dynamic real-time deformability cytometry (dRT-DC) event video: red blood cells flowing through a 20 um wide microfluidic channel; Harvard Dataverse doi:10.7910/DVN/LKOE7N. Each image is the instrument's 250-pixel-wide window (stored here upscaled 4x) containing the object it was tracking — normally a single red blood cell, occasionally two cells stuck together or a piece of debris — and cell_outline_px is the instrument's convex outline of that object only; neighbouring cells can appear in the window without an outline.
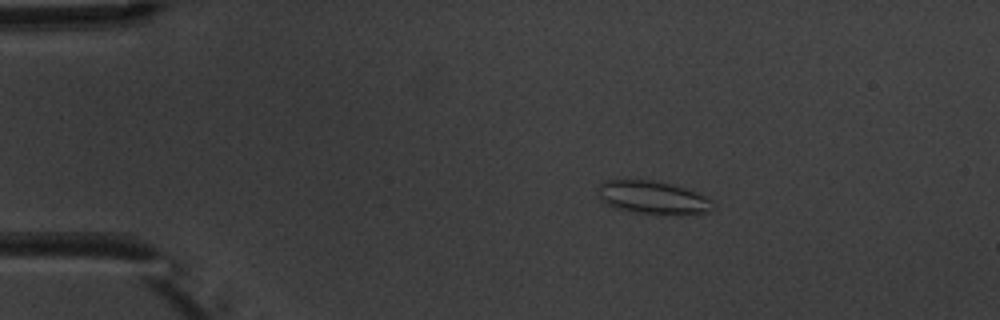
{"species": "common noctule bat (a hibernating species)", "species_latin": "Nyctalus noctula", "temperature_condition": "warm", "stored_images_in_passage": 7, "camera_frame_rate_fps": 3000, "um_per_image_px": 0.085, "animal": {"sex": "male", "body_mass_g": 20.1, "forearm_length_mm": 53.5}, "frame": {"image": 1, "passage_image": 2, "time_ms": 1.0, "image_size_px": [1000, 320], "cell_outline_px": [[716, 208], [708, 212], [680, 216], [636, 212], [616, 208], [600, 200], [600, 180], [652, 180], [672, 184], [696, 192], [712, 200]], "centroid_in_image_um": [55.56, 16.81], "position_along_channel_um": 29.4, "area_um2": 22.31}}
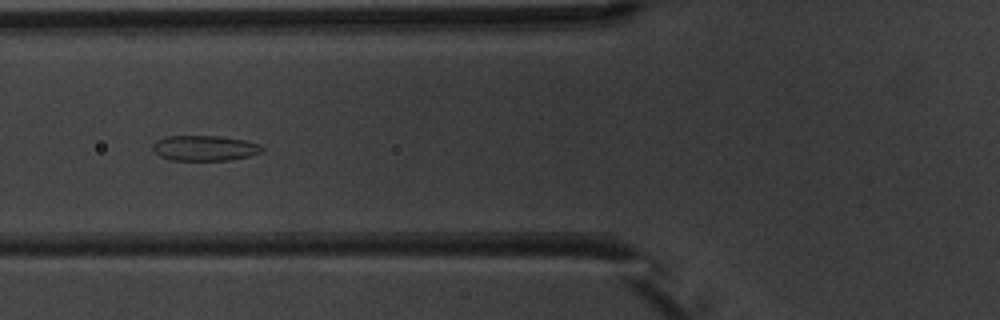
{"frame": {"image": 2, "passage_image": 5, "time_ms": 4.667, "image_size_px": [1000, 320], "cell_outline_px": [[264, 152], [248, 156], [228, 160], [172, 160], [160, 156], [152, 148], [152, 144], [156, 140], [164, 136], [220, 136], [244, 140], [260, 144], [264, 148]], "centroid_in_image_um": [17.4, 12.58], "position_along_channel_um": 108.4, "area_um2": 16.18}}
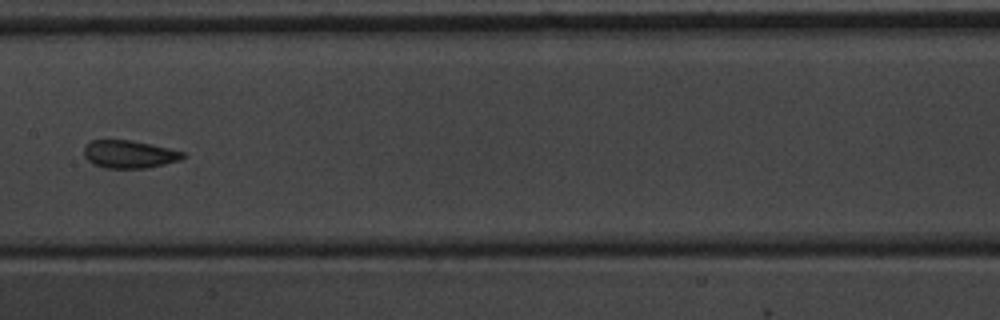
{"frame": {"image": 3, "passage_image": 7, "time_ms": 7.0, "image_size_px": [1000, 320], "cell_outline_px": [[184, 156], [180, 160], [148, 168], [104, 168], [92, 164], [84, 156], [84, 144], [92, 140], [132, 140], [168, 148], [184, 152]], "centroid_in_image_um": [10.94, 13.11], "position_along_channel_um": 196.5, "area_um2": 16.07}}